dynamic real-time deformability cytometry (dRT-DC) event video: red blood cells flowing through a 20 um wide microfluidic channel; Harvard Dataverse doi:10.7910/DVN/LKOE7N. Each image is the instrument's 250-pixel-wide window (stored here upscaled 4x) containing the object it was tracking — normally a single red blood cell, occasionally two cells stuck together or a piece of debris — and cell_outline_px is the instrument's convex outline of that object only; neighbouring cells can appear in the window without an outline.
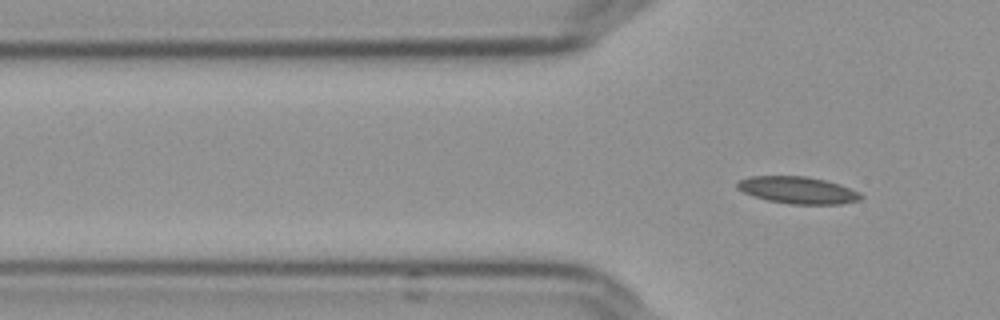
{"species": "Egyptian fruit bat (a non-hibernating species)", "species_latin": "Rousettus aegyptiacus", "temperature_condition": "cold", "stored_images_in_passage": 6, "segment_of_instrument_passage": [2, 2], "camera_frame_rate_fps": 3000, "um_per_image_px": 0.085, "frame": {"image": 1, "passage_image": 6, "time_ms": 1.667, "image_size_px": [1000, 320], "cell_outline_px": [[864, 196], [860, 200], [840, 204], [792, 204], [768, 200], [744, 192], [736, 188], [736, 184], [740, 180], [748, 176], [808, 176], [840, 184], [860, 192]], "centroid_in_image_um": [67.84, 16.15], "position_along_channel_um": 58.0, "area_um2": 19.42}}